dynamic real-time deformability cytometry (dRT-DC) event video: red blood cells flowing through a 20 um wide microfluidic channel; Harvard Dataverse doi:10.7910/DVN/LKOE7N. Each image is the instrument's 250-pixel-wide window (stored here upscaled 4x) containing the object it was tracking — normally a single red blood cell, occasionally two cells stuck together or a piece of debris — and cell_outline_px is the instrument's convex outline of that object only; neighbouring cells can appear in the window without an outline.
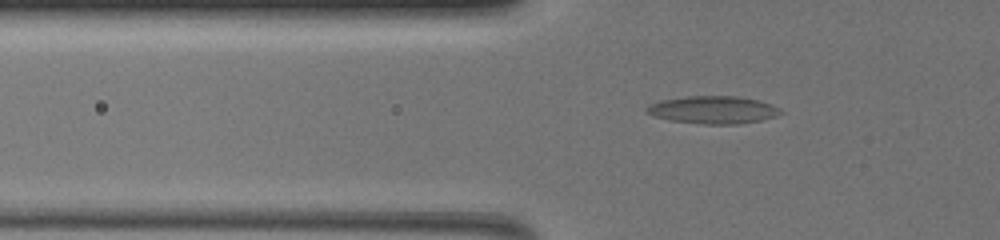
{"species": "common noctule bat (a hibernating species)", "species_latin": "Nyctalus noctula", "temperature_condition": "warm", "stored_images_in_passage": 47, "camera_frame_rate_fps": 3000, "um_per_image_px": 0.085, "animal": {"sex": "female", "body_mass_g": 19.5, "forearm_length_mm": 54.1}, "frame": {"image": 1, "passage_image": 7, "time_ms": 2.0, "image_size_px": [1000, 240], "cell_outline_px": [[784, 112], [776, 116], [760, 120], [736, 124], [704, 124], [672, 120], [652, 116], [644, 112], [644, 108], [660, 100], [688, 96], [736, 96], [756, 100], [768, 104]], "centroid_in_image_um": [60.54, 9.34], "position_along_channel_um": 65.3, "area_um2": 21.27}}
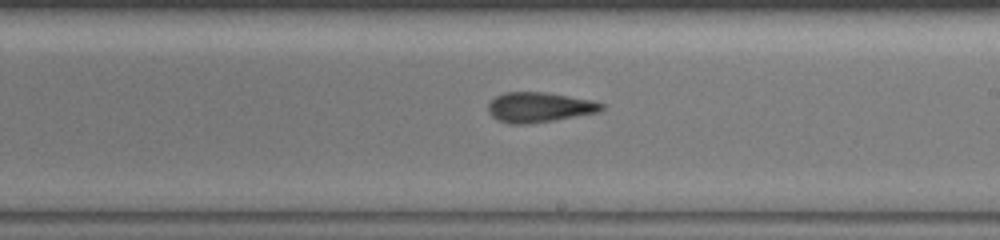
{"frame": {"image": 2, "passage_image": 24, "time_ms": 7.667, "image_size_px": [1000, 240], "cell_outline_px": [[604, 108], [596, 112], [556, 120], [528, 124], [508, 124], [496, 120], [488, 112], [488, 104], [496, 96], [504, 92], [544, 92], [592, 100], [604, 104]], "centroid_in_image_um": [45.79, 9.12], "position_along_channel_um": 243.2, "area_um2": 19.83}}
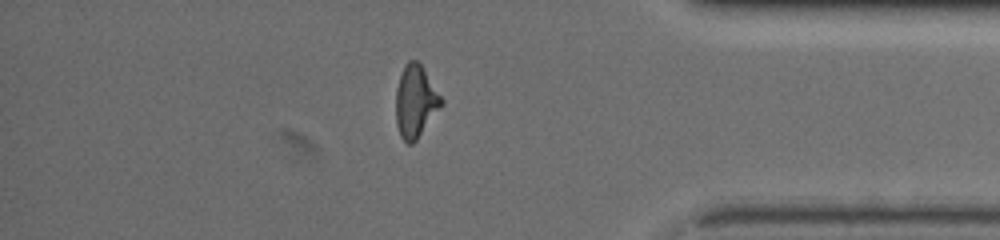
{"frame": {"image": 3, "passage_image": 40, "time_ms": 13.0, "image_size_px": [1000, 240], "cell_outline_px": [[444, 104], [416, 140], [412, 144], [408, 144], [400, 136], [396, 124], [396, 88], [404, 64], [408, 60], [416, 60], [420, 64], [444, 100]], "centroid_in_image_um": [35.32, 8.63], "position_along_channel_um": 399.9, "area_um2": 19.13}}